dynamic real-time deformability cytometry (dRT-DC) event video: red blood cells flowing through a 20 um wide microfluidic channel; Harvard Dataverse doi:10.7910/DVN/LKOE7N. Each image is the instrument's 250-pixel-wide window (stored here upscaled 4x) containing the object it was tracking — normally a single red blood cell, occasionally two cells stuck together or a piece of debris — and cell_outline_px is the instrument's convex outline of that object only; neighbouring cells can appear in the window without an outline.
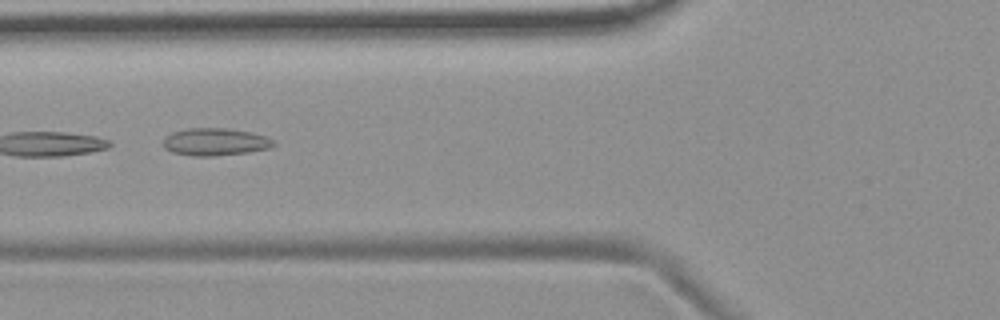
{"species": "common noctule bat (a hibernating species)", "species_latin": "Nyctalus noctula", "temperature_condition": "room temperature", "stored_images_in_passage": 6, "camera_frame_rate_fps": 3000, "um_per_image_px": 0.085, "animal": {"sex": "female", "body_mass_g": 19.9}, "frame": {"image": 1, "passage_image": 6, "time_ms": 6.0, "image_size_px": [1000, 320], "cell_outline_px": [[276, 144], [272, 148], [248, 152], [216, 156], [192, 156], [172, 152], [164, 148], [160, 144], [164, 136], [172, 132], [188, 128], [224, 128], [252, 132], [268, 136]], "centroid_in_image_um": [18.26, 12.06], "position_along_channel_um": 107.5, "area_um2": 18.03}}